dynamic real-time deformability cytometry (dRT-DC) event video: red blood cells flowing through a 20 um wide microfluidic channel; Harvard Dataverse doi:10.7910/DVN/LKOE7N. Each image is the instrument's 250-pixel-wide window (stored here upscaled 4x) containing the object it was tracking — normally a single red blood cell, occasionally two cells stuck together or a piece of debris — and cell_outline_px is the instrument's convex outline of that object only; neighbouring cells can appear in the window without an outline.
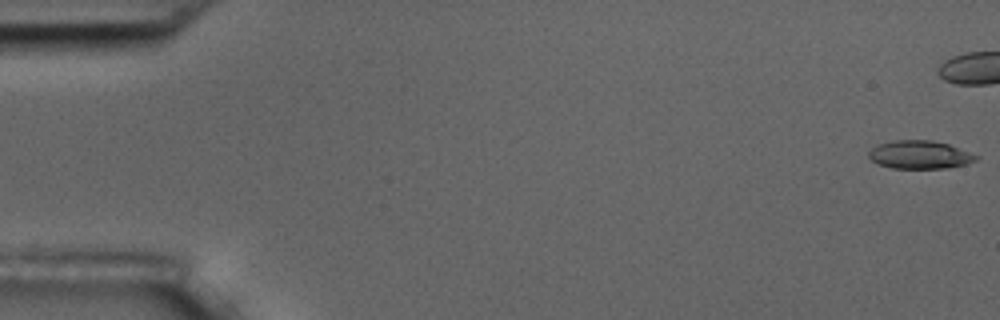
{"species": "common noctule bat (a hibernating species)", "species_latin": "Nyctalus noctula", "temperature_condition": "room temperature", "stored_images_in_passage": 6, "camera_frame_rate_fps": 3000, "um_per_image_px": 0.085, "animal": {"sex": "male", "body_mass_g": 17.5, "forearm_length_mm": 52.3}, "frame": {"image": 1, "passage_image": 1, "time_ms": 0.0, "image_size_px": [1000, 320], "cell_outline_px": [[980, 156], [976, 160], [968, 164], [948, 168], [892, 168], [876, 164], [868, 156], [868, 152], [876, 144], [892, 140], [932, 140], [948, 144]], "centroid_in_image_um": [78.16, 13.15], "position_along_channel_um": 6.8, "area_um2": 17.8}}
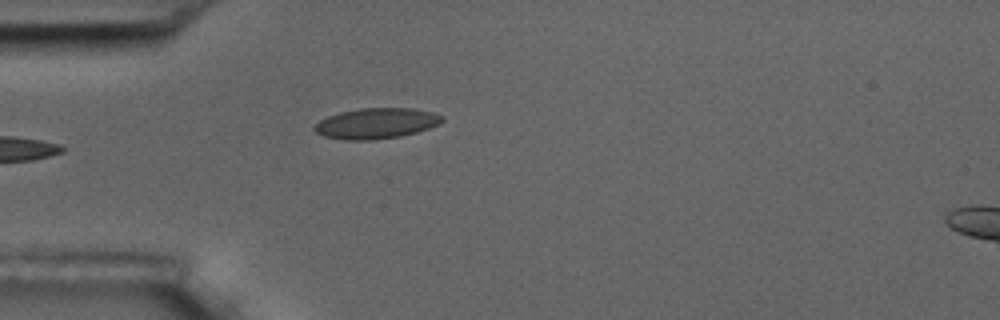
{"frame": {"image": 2, "passage_image": 6, "time_ms": 6.333, "image_size_px": [1000, 320], "cell_outline_px": [[444, 120], [440, 124], [416, 132], [400, 136], [372, 140], [344, 140], [324, 136], [316, 132], [312, 128], [320, 120], [328, 116], [340, 112], [360, 108], [412, 108], [432, 112], [444, 116]], "centroid_in_image_um": [31.99, 10.48], "position_along_channel_um": 53.0, "area_um2": 22.77}}